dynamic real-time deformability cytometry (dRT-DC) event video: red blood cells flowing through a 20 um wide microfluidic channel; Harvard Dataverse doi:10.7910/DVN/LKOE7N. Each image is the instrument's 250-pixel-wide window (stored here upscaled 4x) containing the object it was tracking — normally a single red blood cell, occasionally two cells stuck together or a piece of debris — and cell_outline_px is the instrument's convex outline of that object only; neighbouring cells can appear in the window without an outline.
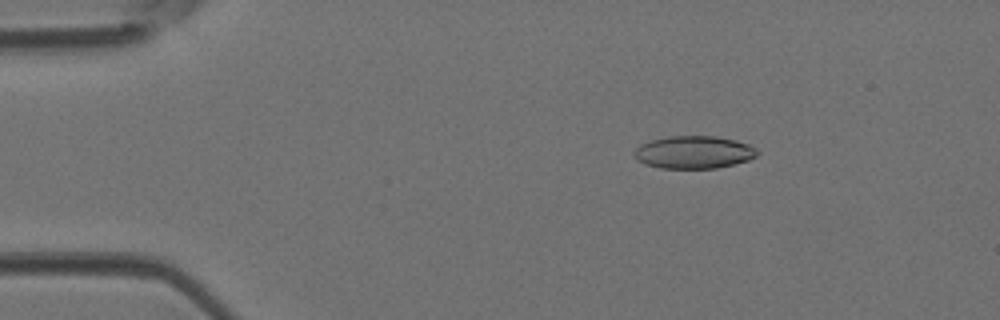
{"species": "Egyptian fruit bat (a non-hibernating species)", "species_latin": "Rousettus aegyptiacus", "temperature_condition": "room temperature", "stored_images_in_passage": 44, "camera_frame_rate_fps": 3000, "um_per_image_px": 0.085, "animal": {"sex": "female"}, "frame": {"image": 1, "passage_image": 6, "time_ms": 1.667, "image_size_px": [1000, 320], "cell_outline_px": [[760, 152], [756, 156], [748, 160], [716, 168], [660, 168], [644, 164], [636, 160], [632, 152], [640, 144], [652, 140], [668, 136], [716, 136], [736, 140], [748, 144], [756, 148]], "centroid_in_image_um": [58.95, 12.94], "position_along_channel_um": 26.1, "area_um2": 23.52}}
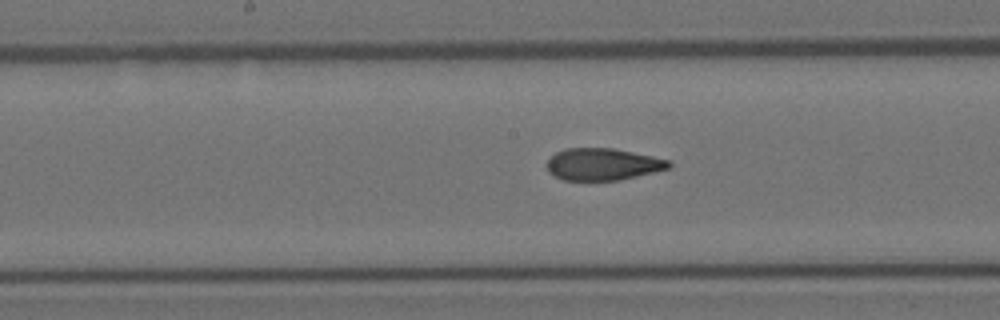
{"frame": {"image": 2, "passage_image": 22, "time_ms": 7.0, "image_size_px": [1000, 320], "cell_outline_px": [[672, 164], [668, 168], [620, 180], [564, 180], [548, 172], [544, 164], [556, 152], [564, 148], [612, 148], [672, 160]], "centroid_in_image_um": [51.2, 13.95], "position_along_channel_um": 197.0, "area_um2": 22.72}}
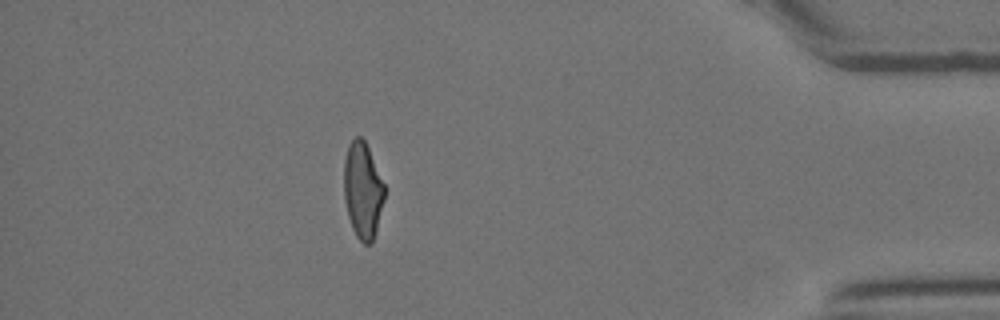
{"frame": {"image": 3, "passage_image": 39, "time_ms": 12.667, "image_size_px": [1000, 320], "cell_outline_px": [[384, 200], [372, 244], [364, 244], [356, 236], [352, 228], [348, 216], [344, 200], [344, 160], [348, 144], [356, 136], [360, 136], [364, 140], [368, 148], [384, 184]], "centroid_in_image_um": [30.81, 16.18], "position_along_channel_um": 404.4, "area_um2": 22.6}}